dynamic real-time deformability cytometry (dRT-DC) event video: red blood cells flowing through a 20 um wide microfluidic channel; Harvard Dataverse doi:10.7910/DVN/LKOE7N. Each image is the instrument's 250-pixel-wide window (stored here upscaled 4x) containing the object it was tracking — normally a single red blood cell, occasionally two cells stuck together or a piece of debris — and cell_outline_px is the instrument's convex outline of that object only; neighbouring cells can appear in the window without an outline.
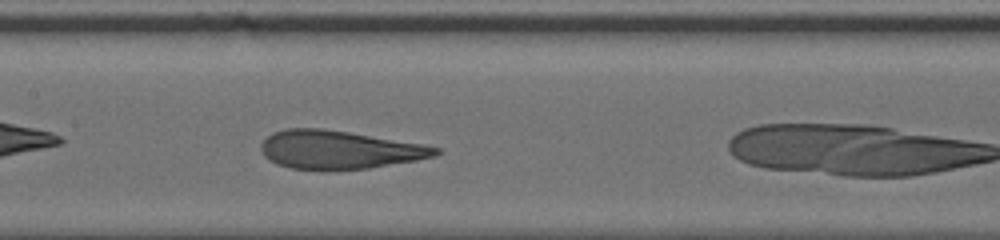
{"species": "human", "species_latin": "Homo sapiens", "temperature_condition": "cold", "stored_images_in_passage": 25, "camera_frame_rate_fps": 3000, "um_per_image_px": 0.085, "donor": {"sex": "male"}, "frame": {"image": 1, "passage_image": 8, "time_ms": 2.333, "image_size_px": [1000, 240], "cell_outline_px": [[444, 152], [436, 156], [416, 160], [368, 168], [332, 172], [324, 172], [292, 168], [276, 164], [268, 160], [264, 156], [260, 148], [260, 144], [272, 132], [288, 128], [320, 128], [348, 132], [420, 144], [440, 148]], "centroid_in_image_um": [28.78, 12.76], "position_along_channel_um": 178.6, "area_um2": 39.48}}
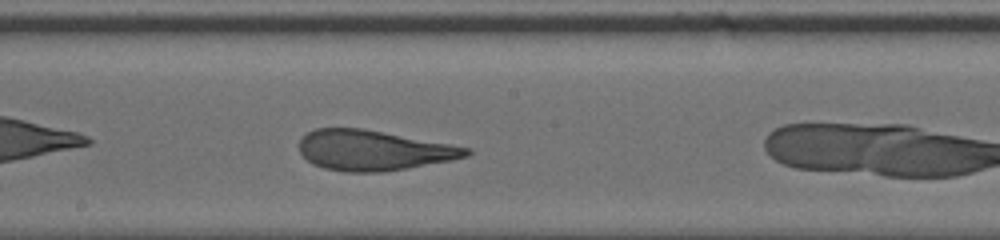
{"frame": {"image": 2, "passage_image": 11, "time_ms": 3.333, "image_size_px": [1000, 240], "cell_outline_px": [[472, 152], [468, 156], [452, 160], [408, 168], [380, 172], [344, 172], [324, 168], [312, 164], [300, 152], [300, 140], [308, 132], [316, 128], [360, 128], [472, 148]], "centroid_in_image_um": [31.74, 12.79], "position_along_channel_um": 216.5, "area_um2": 38.9}}